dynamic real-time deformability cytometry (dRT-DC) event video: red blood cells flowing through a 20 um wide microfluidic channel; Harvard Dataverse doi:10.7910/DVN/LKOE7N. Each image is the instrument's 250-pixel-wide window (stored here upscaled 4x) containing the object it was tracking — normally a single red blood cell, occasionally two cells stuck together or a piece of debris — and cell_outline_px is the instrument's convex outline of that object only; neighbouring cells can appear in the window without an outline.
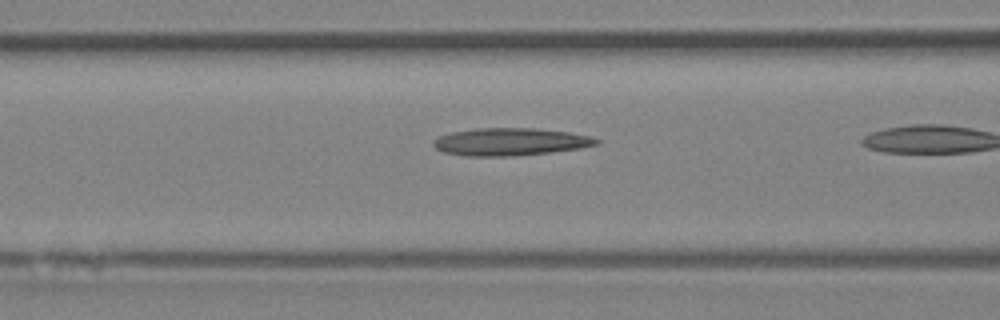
{"species": "Egyptian fruit bat (a non-hibernating species)", "species_latin": "Rousettus aegyptiacus", "temperature_condition": "room temperature", "stored_images_in_passage": 7, "camera_frame_rate_fps": 3000, "um_per_image_px": 0.085, "animal": {"sex": "female"}, "frame": {"image": 1, "passage_image": 3, "time_ms": 0.667, "image_size_px": [1000, 320], "cell_outline_px": [[600, 144], [580, 148], [548, 152], [508, 156], [464, 156], [444, 152], [436, 148], [432, 144], [432, 140], [440, 136], [452, 132], [476, 128], [536, 128], [568, 132], [592, 136], [600, 140]], "centroid_in_image_um": [43.37, 12.04], "position_along_channel_um": 123.2, "area_um2": 26.13}}